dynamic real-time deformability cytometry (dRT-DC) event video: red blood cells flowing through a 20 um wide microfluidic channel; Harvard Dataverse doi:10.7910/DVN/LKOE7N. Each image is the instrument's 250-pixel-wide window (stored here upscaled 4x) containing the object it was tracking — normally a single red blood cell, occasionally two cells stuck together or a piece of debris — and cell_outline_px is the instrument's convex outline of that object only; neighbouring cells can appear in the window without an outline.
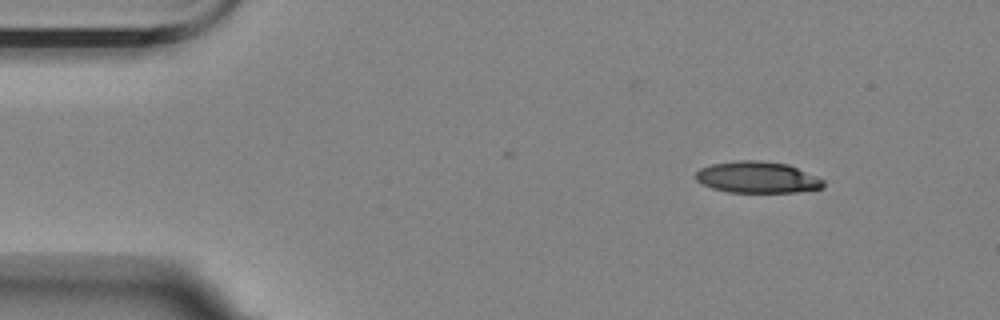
{"species": "Egyptian fruit bat (a non-hibernating species)", "species_latin": "Rousettus aegyptiacus", "temperature_condition": "room temperature", "stored_images_in_passage": 3, "camera_frame_rate_fps": 3000, "um_per_image_px": 0.085, "animal": {"sex": "female"}, "frame": {"image": 1, "passage_image": 1, "time_ms": 0.0, "image_size_px": [1000, 320], "cell_outline_px": [[824, 188], [796, 192], [728, 192], [712, 188], [696, 180], [696, 172], [700, 168], [712, 164], [736, 160], [756, 160], [788, 164], [816, 176], [824, 180]], "centroid_in_image_um": [64.38, 15.07], "position_along_channel_um": 20.6, "area_um2": 23.35}}
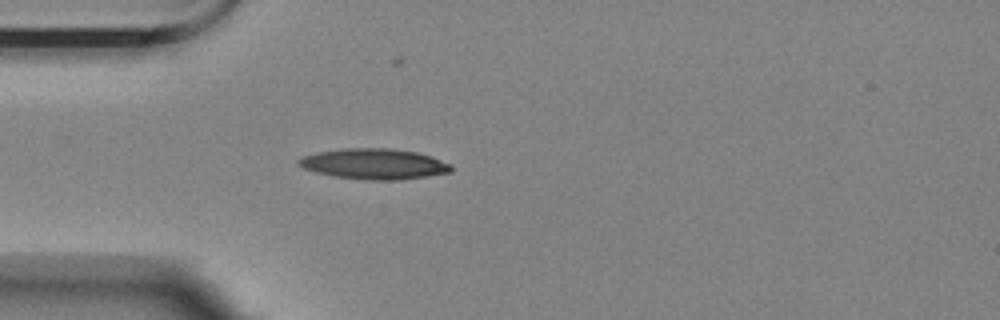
{"frame": {"image": 2, "passage_image": 3, "time_ms": 3.0, "image_size_px": [1000, 320], "cell_outline_px": [[452, 172], [400, 180], [364, 180], [332, 176], [316, 172], [304, 168], [296, 164], [296, 160], [304, 156], [320, 152], [348, 148], [388, 148], [416, 152], [432, 156], [452, 164]], "centroid_in_image_um": [31.82, 13.94], "position_along_channel_um": 53.2, "area_um2": 27.22}}